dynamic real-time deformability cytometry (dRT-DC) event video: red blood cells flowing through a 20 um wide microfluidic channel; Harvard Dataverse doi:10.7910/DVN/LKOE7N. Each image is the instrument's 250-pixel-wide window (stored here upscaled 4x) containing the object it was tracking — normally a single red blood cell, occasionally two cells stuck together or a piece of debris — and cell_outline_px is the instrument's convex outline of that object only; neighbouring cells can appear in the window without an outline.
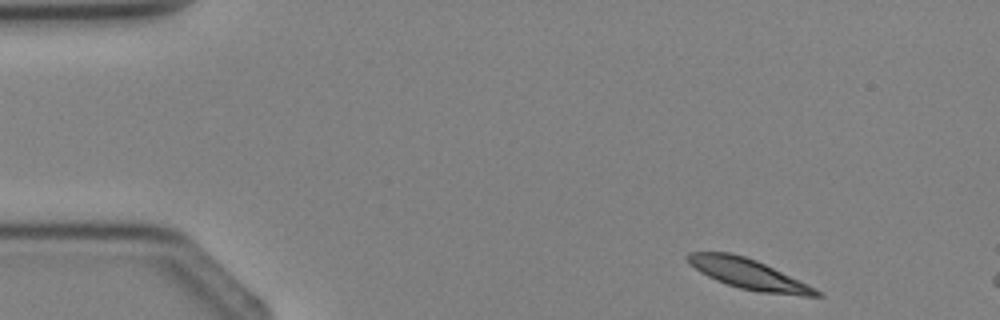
{"species": "Egyptian fruit bat (a non-hibernating species)", "species_latin": "Rousettus aegyptiacus", "temperature_condition": "cold", "stored_images_in_passage": 2, "segment_of_instrument_passage": [2, 2], "camera_frame_rate_fps": 3000, "um_per_image_px": 0.085, "animal": {"sex": "female"}, "frame": {"image": 1, "passage_image": 2, "time_ms": 1.333, "image_size_px": [1000, 320], "cell_outline_px": [[824, 296], [804, 296], [760, 292], [740, 288], [716, 280], [700, 272], [684, 256], [688, 252], [732, 252], [756, 260], [808, 284], [816, 288]], "centroid_in_image_um": [63.63, 23.29], "position_along_channel_um": 21.4, "area_um2": 22.37}}